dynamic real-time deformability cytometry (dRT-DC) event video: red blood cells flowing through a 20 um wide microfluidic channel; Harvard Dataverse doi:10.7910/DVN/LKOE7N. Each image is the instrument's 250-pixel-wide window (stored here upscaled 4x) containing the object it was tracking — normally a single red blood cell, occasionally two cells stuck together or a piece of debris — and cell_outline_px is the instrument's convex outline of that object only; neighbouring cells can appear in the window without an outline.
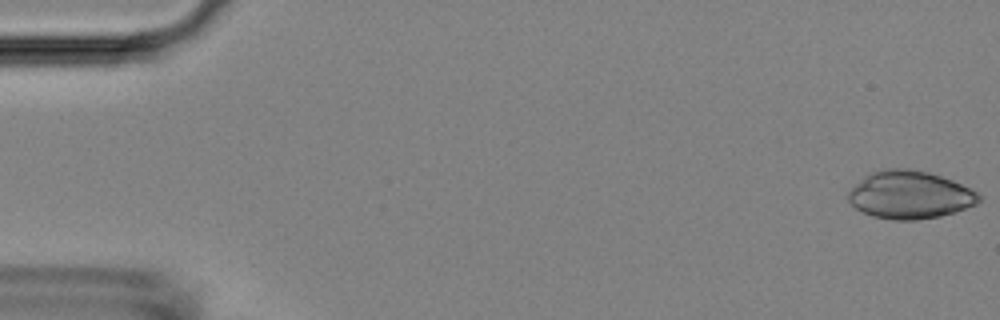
{"species": "Egyptian fruit bat (a non-hibernating species)", "species_latin": "Rousettus aegyptiacus", "temperature_condition": "room temperature", "stored_images_in_passage": 9, "camera_frame_rate_fps": 3000, "um_per_image_px": 0.085, "animal": {"sex": "female"}, "frame": {"image": 1, "passage_image": 1, "time_ms": 0.0, "image_size_px": [1000, 320], "cell_outline_px": [[980, 200], [976, 204], [956, 212], [940, 216], [916, 220], [892, 220], [872, 216], [856, 208], [848, 200], [848, 192], [864, 176], [880, 168], [912, 168], [928, 172], [952, 180], [976, 192], [980, 196]], "centroid_in_image_um": [77.32, 16.56], "position_along_channel_um": 7.7, "area_um2": 36.36}}